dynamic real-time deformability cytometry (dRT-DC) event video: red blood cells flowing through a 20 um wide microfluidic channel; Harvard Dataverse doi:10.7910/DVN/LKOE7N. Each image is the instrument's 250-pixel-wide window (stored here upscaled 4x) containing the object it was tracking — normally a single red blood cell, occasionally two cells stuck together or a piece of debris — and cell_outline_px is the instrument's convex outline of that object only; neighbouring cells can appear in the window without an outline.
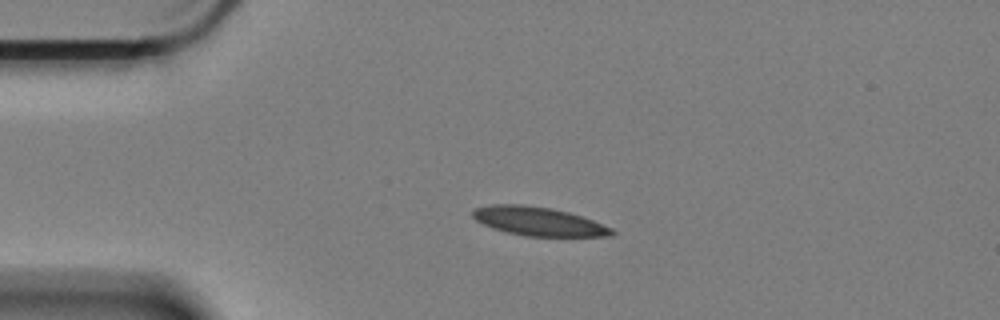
{"species": "Egyptian fruit bat (a non-hibernating species)", "species_latin": "Rousettus aegyptiacus", "temperature_condition": "cold", "stored_images_in_passage": 48, "camera_frame_rate_fps": 3000, "um_per_image_px": 0.085, "animal": {"sex": "female"}, "frame": {"image": 1, "passage_image": 1, "time_ms": 0.0, "image_size_px": [1000, 320], "cell_outline_px": [[616, 232], [612, 236], [524, 236], [504, 232], [492, 228], [476, 220], [472, 216], [472, 208], [492, 204], [524, 204], [552, 208], [568, 212], [592, 220], [612, 228]], "centroid_in_image_um": [45.73, 18.81], "position_along_channel_um": 39.3, "area_um2": 23.41}}
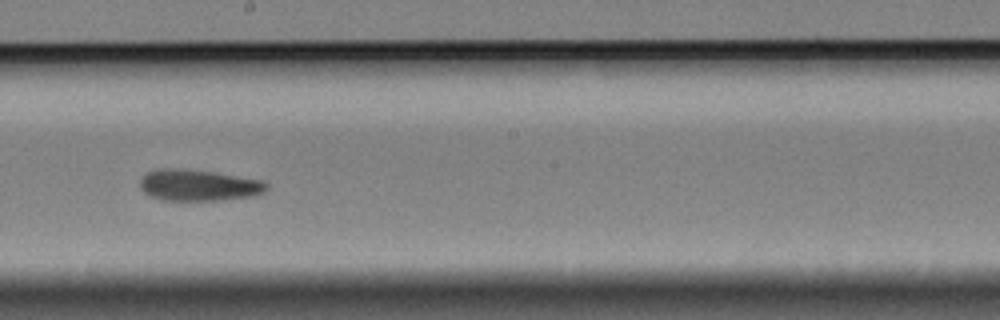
{"frame": {"image": 2, "passage_image": 21, "time_ms": 6.667, "image_size_px": [1000, 320], "cell_outline_px": [[268, 188], [264, 192], [256, 196], [220, 200], [164, 200], [148, 196], [140, 188], [140, 176], [148, 172], [160, 168], [180, 168], [216, 172], [264, 180], [268, 184]], "centroid_in_image_um": [16.89, 15.74], "position_along_channel_um": 231.3, "area_um2": 23.52}}
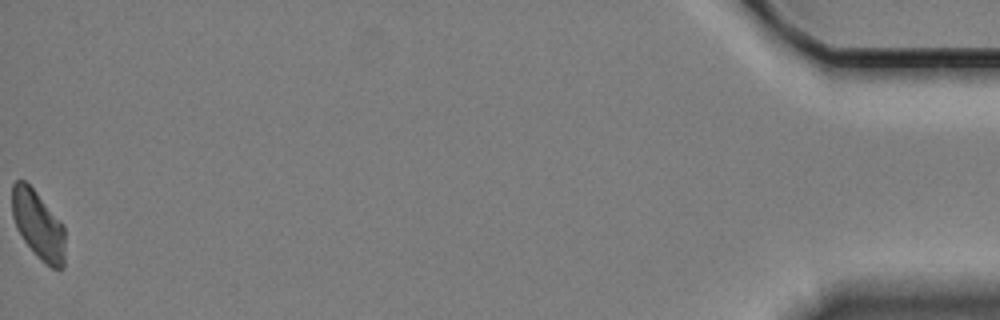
{"frame": {"image": 3, "passage_image": 48, "time_ms": 15.667, "image_size_px": [1000, 320], "cell_outline_px": [[64, 268], [52, 268], [24, 240], [16, 228], [12, 216], [12, 184], [16, 180], [24, 180], [36, 192], [64, 224]], "centroid_in_image_um": [3.24, 19.06], "position_along_channel_um": 432.0, "area_um2": 20.69}, "authors_computed_cell_mechanics": {"area_um2": 23.0044, "velocity_mm_per_s": 3.3017, "shape_relaxation_time_tau1_ms": 8.983, "shape_relaxation_time_tau2_ms": 9.3422, "deformation_change_tau1": 0.1973, "deformation_change_tau2": 0.1501}}